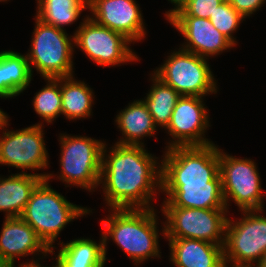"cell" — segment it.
Segmentation results:
<instances>
[{
	"instance_id": "7402d4cb",
	"label": "cell",
	"mask_w": 266,
	"mask_h": 267,
	"mask_svg": "<svg viewBox=\"0 0 266 267\" xmlns=\"http://www.w3.org/2000/svg\"><path fill=\"white\" fill-rule=\"evenodd\" d=\"M100 242L90 238H76L67 243L59 242L60 250L56 259L64 267H104V241L101 234Z\"/></svg>"
},
{
	"instance_id": "5bb4252c",
	"label": "cell",
	"mask_w": 266,
	"mask_h": 267,
	"mask_svg": "<svg viewBox=\"0 0 266 267\" xmlns=\"http://www.w3.org/2000/svg\"><path fill=\"white\" fill-rule=\"evenodd\" d=\"M88 10L92 20L123 34L133 44L146 37L143 13L136 0H88Z\"/></svg>"
},
{
	"instance_id": "484cf974",
	"label": "cell",
	"mask_w": 266,
	"mask_h": 267,
	"mask_svg": "<svg viewBox=\"0 0 266 267\" xmlns=\"http://www.w3.org/2000/svg\"><path fill=\"white\" fill-rule=\"evenodd\" d=\"M45 82V87L35 93L32 104L38 116L51 124L62 115L61 77L45 78Z\"/></svg>"
},
{
	"instance_id": "30bf717a",
	"label": "cell",
	"mask_w": 266,
	"mask_h": 267,
	"mask_svg": "<svg viewBox=\"0 0 266 267\" xmlns=\"http://www.w3.org/2000/svg\"><path fill=\"white\" fill-rule=\"evenodd\" d=\"M222 193L227 210L234 201L240 211L264 210L258 167L252 159L236 158L219 148ZM231 199V200H230Z\"/></svg>"
},
{
	"instance_id": "e575fe53",
	"label": "cell",
	"mask_w": 266,
	"mask_h": 267,
	"mask_svg": "<svg viewBox=\"0 0 266 267\" xmlns=\"http://www.w3.org/2000/svg\"><path fill=\"white\" fill-rule=\"evenodd\" d=\"M223 267H234V266H230V265L228 266V265L225 264Z\"/></svg>"
},
{
	"instance_id": "2e32d148",
	"label": "cell",
	"mask_w": 266,
	"mask_h": 267,
	"mask_svg": "<svg viewBox=\"0 0 266 267\" xmlns=\"http://www.w3.org/2000/svg\"><path fill=\"white\" fill-rule=\"evenodd\" d=\"M0 232V267L15 266L17 257L43 256L51 250L37 236L35 230L21 217L4 218Z\"/></svg>"
},
{
	"instance_id": "4316f807",
	"label": "cell",
	"mask_w": 266,
	"mask_h": 267,
	"mask_svg": "<svg viewBox=\"0 0 266 267\" xmlns=\"http://www.w3.org/2000/svg\"><path fill=\"white\" fill-rule=\"evenodd\" d=\"M208 19L220 33L228 38L235 46L237 45L233 33L238 29L240 23L245 21V18L230 5L228 0L221 3Z\"/></svg>"
},
{
	"instance_id": "603a6c76",
	"label": "cell",
	"mask_w": 266,
	"mask_h": 267,
	"mask_svg": "<svg viewBox=\"0 0 266 267\" xmlns=\"http://www.w3.org/2000/svg\"><path fill=\"white\" fill-rule=\"evenodd\" d=\"M94 98L92 88L84 81L76 80L74 75L61 77L62 115L66 119L74 121L90 117Z\"/></svg>"
},
{
	"instance_id": "5b68a950",
	"label": "cell",
	"mask_w": 266,
	"mask_h": 267,
	"mask_svg": "<svg viewBox=\"0 0 266 267\" xmlns=\"http://www.w3.org/2000/svg\"><path fill=\"white\" fill-rule=\"evenodd\" d=\"M31 40V48L26 57L31 72L33 68L45 78H59L73 75V54L76 48L74 35H68L66 30L45 24L37 17ZM72 37V38H71Z\"/></svg>"
},
{
	"instance_id": "836d02e7",
	"label": "cell",
	"mask_w": 266,
	"mask_h": 267,
	"mask_svg": "<svg viewBox=\"0 0 266 267\" xmlns=\"http://www.w3.org/2000/svg\"><path fill=\"white\" fill-rule=\"evenodd\" d=\"M54 259L56 260V264L54 266H50V267H64L56 258H54Z\"/></svg>"
},
{
	"instance_id": "8fae6325",
	"label": "cell",
	"mask_w": 266,
	"mask_h": 267,
	"mask_svg": "<svg viewBox=\"0 0 266 267\" xmlns=\"http://www.w3.org/2000/svg\"><path fill=\"white\" fill-rule=\"evenodd\" d=\"M81 20L74 33V46L91 61L105 68L139 60L129 46L132 42L123 34L98 24L89 15Z\"/></svg>"
},
{
	"instance_id": "7c38bea8",
	"label": "cell",
	"mask_w": 266,
	"mask_h": 267,
	"mask_svg": "<svg viewBox=\"0 0 266 267\" xmlns=\"http://www.w3.org/2000/svg\"><path fill=\"white\" fill-rule=\"evenodd\" d=\"M7 117L0 127V165L25 170L47 169L49 155L44 140V124L36 123L21 130H8ZM6 127V128H5ZM24 170V171H23Z\"/></svg>"
},
{
	"instance_id": "1f68e13d",
	"label": "cell",
	"mask_w": 266,
	"mask_h": 267,
	"mask_svg": "<svg viewBox=\"0 0 266 267\" xmlns=\"http://www.w3.org/2000/svg\"><path fill=\"white\" fill-rule=\"evenodd\" d=\"M255 267H266V253L263 254L260 262Z\"/></svg>"
},
{
	"instance_id": "ffe728a7",
	"label": "cell",
	"mask_w": 266,
	"mask_h": 267,
	"mask_svg": "<svg viewBox=\"0 0 266 267\" xmlns=\"http://www.w3.org/2000/svg\"><path fill=\"white\" fill-rule=\"evenodd\" d=\"M115 122L122 136L117 144L122 145H142L144 137L152 136L157 132L150 111L143 100H134L116 115ZM141 140V141H140Z\"/></svg>"
},
{
	"instance_id": "d590c367",
	"label": "cell",
	"mask_w": 266,
	"mask_h": 267,
	"mask_svg": "<svg viewBox=\"0 0 266 267\" xmlns=\"http://www.w3.org/2000/svg\"><path fill=\"white\" fill-rule=\"evenodd\" d=\"M7 1H9V0H0V2H7Z\"/></svg>"
},
{
	"instance_id": "4fadbf2b",
	"label": "cell",
	"mask_w": 266,
	"mask_h": 267,
	"mask_svg": "<svg viewBox=\"0 0 266 267\" xmlns=\"http://www.w3.org/2000/svg\"><path fill=\"white\" fill-rule=\"evenodd\" d=\"M202 97L180 96L172 112L170 123L165 129L172 140L166 149L177 146H203L213 143L205 138L210 127L207 106Z\"/></svg>"
},
{
	"instance_id": "d4e9b609",
	"label": "cell",
	"mask_w": 266,
	"mask_h": 267,
	"mask_svg": "<svg viewBox=\"0 0 266 267\" xmlns=\"http://www.w3.org/2000/svg\"><path fill=\"white\" fill-rule=\"evenodd\" d=\"M35 17L58 29L71 25L88 9V0H41L37 3Z\"/></svg>"
},
{
	"instance_id": "8992f818",
	"label": "cell",
	"mask_w": 266,
	"mask_h": 267,
	"mask_svg": "<svg viewBox=\"0 0 266 267\" xmlns=\"http://www.w3.org/2000/svg\"><path fill=\"white\" fill-rule=\"evenodd\" d=\"M165 150L161 185L206 184L220 173L219 147L214 143Z\"/></svg>"
},
{
	"instance_id": "9c48e42d",
	"label": "cell",
	"mask_w": 266,
	"mask_h": 267,
	"mask_svg": "<svg viewBox=\"0 0 266 267\" xmlns=\"http://www.w3.org/2000/svg\"><path fill=\"white\" fill-rule=\"evenodd\" d=\"M166 221L164 238L203 240L223 246L229 212L227 209L161 207Z\"/></svg>"
},
{
	"instance_id": "3957f363",
	"label": "cell",
	"mask_w": 266,
	"mask_h": 267,
	"mask_svg": "<svg viewBox=\"0 0 266 267\" xmlns=\"http://www.w3.org/2000/svg\"><path fill=\"white\" fill-rule=\"evenodd\" d=\"M51 187L49 180L43 179L31 193L20 217L55 254L53 245L60 232L74 219L90 214L92 209L71 203Z\"/></svg>"
},
{
	"instance_id": "277c9868",
	"label": "cell",
	"mask_w": 266,
	"mask_h": 267,
	"mask_svg": "<svg viewBox=\"0 0 266 267\" xmlns=\"http://www.w3.org/2000/svg\"><path fill=\"white\" fill-rule=\"evenodd\" d=\"M59 137L61 171L57 179L65 182V187L74 185L89 192L95 191L100 186L105 141L64 133Z\"/></svg>"
},
{
	"instance_id": "d6986e66",
	"label": "cell",
	"mask_w": 266,
	"mask_h": 267,
	"mask_svg": "<svg viewBox=\"0 0 266 267\" xmlns=\"http://www.w3.org/2000/svg\"><path fill=\"white\" fill-rule=\"evenodd\" d=\"M53 174L44 173H15L7 178L0 176V211L5 217H20L31 193L43 180H50Z\"/></svg>"
},
{
	"instance_id": "ba28073f",
	"label": "cell",
	"mask_w": 266,
	"mask_h": 267,
	"mask_svg": "<svg viewBox=\"0 0 266 267\" xmlns=\"http://www.w3.org/2000/svg\"><path fill=\"white\" fill-rule=\"evenodd\" d=\"M262 213L263 209L242 211L239 220L228 218L223 244L226 265L255 267L260 262L266 253V217Z\"/></svg>"
},
{
	"instance_id": "83f0119b",
	"label": "cell",
	"mask_w": 266,
	"mask_h": 267,
	"mask_svg": "<svg viewBox=\"0 0 266 267\" xmlns=\"http://www.w3.org/2000/svg\"><path fill=\"white\" fill-rule=\"evenodd\" d=\"M225 0H185L168 16H195L208 19Z\"/></svg>"
},
{
	"instance_id": "52a82bcc",
	"label": "cell",
	"mask_w": 266,
	"mask_h": 267,
	"mask_svg": "<svg viewBox=\"0 0 266 267\" xmlns=\"http://www.w3.org/2000/svg\"><path fill=\"white\" fill-rule=\"evenodd\" d=\"M153 73L181 96L205 98L217 93V82L207 58L180 48L173 50Z\"/></svg>"
},
{
	"instance_id": "f546056e",
	"label": "cell",
	"mask_w": 266,
	"mask_h": 267,
	"mask_svg": "<svg viewBox=\"0 0 266 267\" xmlns=\"http://www.w3.org/2000/svg\"><path fill=\"white\" fill-rule=\"evenodd\" d=\"M40 261L38 259H36V261L34 260V258L32 257L30 262H25V263H21L18 266L19 267H44L42 266L40 263ZM4 267H16V266H4Z\"/></svg>"
},
{
	"instance_id": "4dcf8cb0",
	"label": "cell",
	"mask_w": 266,
	"mask_h": 267,
	"mask_svg": "<svg viewBox=\"0 0 266 267\" xmlns=\"http://www.w3.org/2000/svg\"><path fill=\"white\" fill-rule=\"evenodd\" d=\"M170 1L175 7L170 9V10H167V12H165V18L174 10L176 9L177 7H179L185 0H168Z\"/></svg>"
},
{
	"instance_id": "d6a6232c",
	"label": "cell",
	"mask_w": 266,
	"mask_h": 267,
	"mask_svg": "<svg viewBox=\"0 0 266 267\" xmlns=\"http://www.w3.org/2000/svg\"><path fill=\"white\" fill-rule=\"evenodd\" d=\"M8 117V115L0 109V127L5 121V119Z\"/></svg>"
},
{
	"instance_id": "44dd1931",
	"label": "cell",
	"mask_w": 266,
	"mask_h": 267,
	"mask_svg": "<svg viewBox=\"0 0 266 267\" xmlns=\"http://www.w3.org/2000/svg\"><path fill=\"white\" fill-rule=\"evenodd\" d=\"M26 55L6 50L0 52V98H13L23 93L33 79Z\"/></svg>"
},
{
	"instance_id": "e0dca14e",
	"label": "cell",
	"mask_w": 266,
	"mask_h": 267,
	"mask_svg": "<svg viewBox=\"0 0 266 267\" xmlns=\"http://www.w3.org/2000/svg\"><path fill=\"white\" fill-rule=\"evenodd\" d=\"M167 195L160 207L227 209L220 173L206 184L161 185Z\"/></svg>"
},
{
	"instance_id": "7a4b0ae2",
	"label": "cell",
	"mask_w": 266,
	"mask_h": 267,
	"mask_svg": "<svg viewBox=\"0 0 266 267\" xmlns=\"http://www.w3.org/2000/svg\"><path fill=\"white\" fill-rule=\"evenodd\" d=\"M109 212L102 221L105 259L109 238L136 266L148 258L161 257L156 209H111Z\"/></svg>"
},
{
	"instance_id": "cb8c5ba5",
	"label": "cell",
	"mask_w": 266,
	"mask_h": 267,
	"mask_svg": "<svg viewBox=\"0 0 266 267\" xmlns=\"http://www.w3.org/2000/svg\"><path fill=\"white\" fill-rule=\"evenodd\" d=\"M151 74L150 78L153 84L142 100L150 111L155 125L166 129L170 123L176 102L181 95L154 73Z\"/></svg>"
},
{
	"instance_id": "6da1fadb",
	"label": "cell",
	"mask_w": 266,
	"mask_h": 267,
	"mask_svg": "<svg viewBox=\"0 0 266 267\" xmlns=\"http://www.w3.org/2000/svg\"><path fill=\"white\" fill-rule=\"evenodd\" d=\"M107 146L105 143L99 181L107 208H154L151 200L161 191L162 163L158 157L148 153L145 145L115 143L109 151Z\"/></svg>"
},
{
	"instance_id": "9a60e30c",
	"label": "cell",
	"mask_w": 266,
	"mask_h": 267,
	"mask_svg": "<svg viewBox=\"0 0 266 267\" xmlns=\"http://www.w3.org/2000/svg\"><path fill=\"white\" fill-rule=\"evenodd\" d=\"M166 20L183 35L186 42L180 48L200 57L208 59L235 47L212 25L209 19L195 16H167Z\"/></svg>"
},
{
	"instance_id": "f1b7e54d",
	"label": "cell",
	"mask_w": 266,
	"mask_h": 267,
	"mask_svg": "<svg viewBox=\"0 0 266 267\" xmlns=\"http://www.w3.org/2000/svg\"><path fill=\"white\" fill-rule=\"evenodd\" d=\"M230 5L245 19L261 10L266 0H228Z\"/></svg>"
},
{
	"instance_id": "ac0fdd59",
	"label": "cell",
	"mask_w": 266,
	"mask_h": 267,
	"mask_svg": "<svg viewBox=\"0 0 266 267\" xmlns=\"http://www.w3.org/2000/svg\"><path fill=\"white\" fill-rule=\"evenodd\" d=\"M175 267H223V246L203 240L166 238Z\"/></svg>"
}]
</instances>
